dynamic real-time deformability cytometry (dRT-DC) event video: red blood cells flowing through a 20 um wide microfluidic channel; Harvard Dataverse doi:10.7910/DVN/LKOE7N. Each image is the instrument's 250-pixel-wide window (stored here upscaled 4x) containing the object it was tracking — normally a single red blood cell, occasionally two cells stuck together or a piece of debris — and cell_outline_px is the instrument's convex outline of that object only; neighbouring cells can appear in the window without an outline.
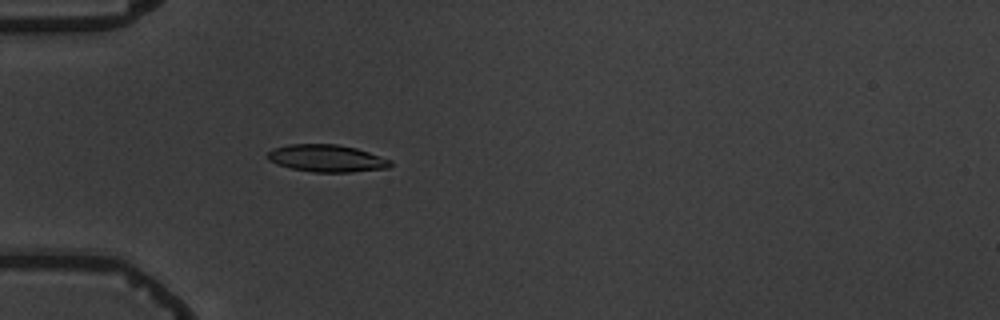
{"species": "common noctule bat (a hibernating species)", "species_latin": "Nyctalus noctula", "temperature_condition": "warm", "stored_images_in_passage": 4, "camera_frame_rate_fps": 3000, "um_per_image_px": 0.085, "animal": {"sex": "male", "body_mass_g": 19.5, "forearm_length_mm": 54.6}, "frame": {"image": 1, "passage_image": 4, "time_ms": 4.333, "image_size_px": [1000, 320], "cell_outline_px": [[392, 164], [388, 168], [352, 172], [312, 172], [292, 168], [268, 160], [264, 156], [272, 148], [288, 144], [336, 144], [356, 148], [392, 160]], "centroid_in_image_um": [27.76, 13.45], "position_along_channel_um": 57.2, "area_um2": 19.54}}